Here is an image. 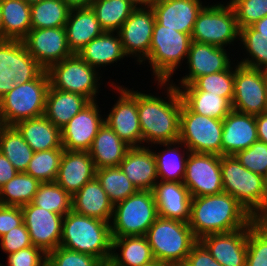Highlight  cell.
Here are the masks:
<instances>
[{
    "label": "cell",
    "instance_id": "1",
    "mask_svg": "<svg viewBox=\"0 0 267 266\" xmlns=\"http://www.w3.org/2000/svg\"><path fill=\"white\" fill-rule=\"evenodd\" d=\"M155 85L158 88L156 91L161 88L163 97L155 91L154 93H143L144 90H137L142 147L179 140L182 108L179 91L170 82H155Z\"/></svg>",
    "mask_w": 267,
    "mask_h": 266
},
{
    "label": "cell",
    "instance_id": "2",
    "mask_svg": "<svg viewBox=\"0 0 267 266\" xmlns=\"http://www.w3.org/2000/svg\"><path fill=\"white\" fill-rule=\"evenodd\" d=\"M254 218L230 194L193 197L189 226L197 240L210 234L227 233L247 227Z\"/></svg>",
    "mask_w": 267,
    "mask_h": 266
},
{
    "label": "cell",
    "instance_id": "3",
    "mask_svg": "<svg viewBox=\"0 0 267 266\" xmlns=\"http://www.w3.org/2000/svg\"><path fill=\"white\" fill-rule=\"evenodd\" d=\"M60 246L92 255L108 265L112 247L110 222L71 210L63 216Z\"/></svg>",
    "mask_w": 267,
    "mask_h": 266
},
{
    "label": "cell",
    "instance_id": "4",
    "mask_svg": "<svg viewBox=\"0 0 267 266\" xmlns=\"http://www.w3.org/2000/svg\"><path fill=\"white\" fill-rule=\"evenodd\" d=\"M223 191L235 198L254 219L267 215L263 176L245 168L234 155L220 156Z\"/></svg>",
    "mask_w": 267,
    "mask_h": 266
},
{
    "label": "cell",
    "instance_id": "5",
    "mask_svg": "<svg viewBox=\"0 0 267 266\" xmlns=\"http://www.w3.org/2000/svg\"><path fill=\"white\" fill-rule=\"evenodd\" d=\"M191 35L178 32L155 21L148 57L140 64H148L155 82H170L182 68L191 44ZM175 73V74H174Z\"/></svg>",
    "mask_w": 267,
    "mask_h": 266
},
{
    "label": "cell",
    "instance_id": "6",
    "mask_svg": "<svg viewBox=\"0 0 267 266\" xmlns=\"http://www.w3.org/2000/svg\"><path fill=\"white\" fill-rule=\"evenodd\" d=\"M155 260L171 266L183 265L198 241L188 222L158 216L146 233Z\"/></svg>",
    "mask_w": 267,
    "mask_h": 266
},
{
    "label": "cell",
    "instance_id": "7",
    "mask_svg": "<svg viewBox=\"0 0 267 266\" xmlns=\"http://www.w3.org/2000/svg\"><path fill=\"white\" fill-rule=\"evenodd\" d=\"M49 86L47 70L29 82L15 85L0 99V125L14 126L21 120L43 116Z\"/></svg>",
    "mask_w": 267,
    "mask_h": 266
},
{
    "label": "cell",
    "instance_id": "8",
    "mask_svg": "<svg viewBox=\"0 0 267 266\" xmlns=\"http://www.w3.org/2000/svg\"><path fill=\"white\" fill-rule=\"evenodd\" d=\"M208 3L198 13L192 30L191 40L217 47L231 48L239 41L236 14L227 2ZM235 43V44H234ZM232 44V45H231Z\"/></svg>",
    "mask_w": 267,
    "mask_h": 266
},
{
    "label": "cell",
    "instance_id": "9",
    "mask_svg": "<svg viewBox=\"0 0 267 266\" xmlns=\"http://www.w3.org/2000/svg\"><path fill=\"white\" fill-rule=\"evenodd\" d=\"M158 217L153 191L138 190L114 205L111 236H145Z\"/></svg>",
    "mask_w": 267,
    "mask_h": 266
},
{
    "label": "cell",
    "instance_id": "10",
    "mask_svg": "<svg viewBox=\"0 0 267 266\" xmlns=\"http://www.w3.org/2000/svg\"><path fill=\"white\" fill-rule=\"evenodd\" d=\"M47 73L52 88L82 94L90 101L98 100V95L101 93L100 85L103 84L102 79L100 80L102 74L78 54L73 53L52 65Z\"/></svg>",
    "mask_w": 267,
    "mask_h": 266
},
{
    "label": "cell",
    "instance_id": "11",
    "mask_svg": "<svg viewBox=\"0 0 267 266\" xmlns=\"http://www.w3.org/2000/svg\"><path fill=\"white\" fill-rule=\"evenodd\" d=\"M222 133L223 120L197 114L182 102L179 141L190 152L222 156Z\"/></svg>",
    "mask_w": 267,
    "mask_h": 266
},
{
    "label": "cell",
    "instance_id": "12",
    "mask_svg": "<svg viewBox=\"0 0 267 266\" xmlns=\"http://www.w3.org/2000/svg\"><path fill=\"white\" fill-rule=\"evenodd\" d=\"M43 70L22 40H0V99L15 85L35 79Z\"/></svg>",
    "mask_w": 267,
    "mask_h": 266
},
{
    "label": "cell",
    "instance_id": "13",
    "mask_svg": "<svg viewBox=\"0 0 267 266\" xmlns=\"http://www.w3.org/2000/svg\"><path fill=\"white\" fill-rule=\"evenodd\" d=\"M108 82L118 98L105 114V123L130 147H142V133L137 108V90ZM119 84V85H118ZM115 87V88H114ZM116 90V91H115Z\"/></svg>",
    "mask_w": 267,
    "mask_h": 266
},
{
    "label": "cell",
    "instance_id": "14",
    "mask_svg": "<svg viewBox=\"0 0 267 266\" xmlns=\"http://www.w3.org/2000/svg\"><path fill=\"white\" fill-rule=\"evenodd\" d=\"M266 74L265 70L234 63V110L254 116L266 112Z\"/></svg>",
    "mask_w": 267,
    "mask_h": 266
},
{
    "label": "cell",
    "instance_id": "15",
    "mask_svg": "<svg viewBox=\"0 0 267 266\" xmlns=\"http://www.w3.org/2000/svg\"><path fill=\"white\" fill-rule=\"evenodd\" d=\"M183 184L192 198L223 193L220 156L190 152Z\"/></svg>",
    "mask_w": 267,
    "mask_h": 266
},
{
    "label": "cell",
    "instance_id": "16",
    "mask_svg": "<svg viewBox=\"0 0 267 266\" xmlns=\"http://www.w3.org/2000/svg\"><path fill=\"white\" fill-rule=\"evenodd\" d=\"M229 50L228 48L191 41L186 63H184V65L187 64V68L185 67L187 73H184L185 75L183 74L177 80L178 85L173 78L170 83L178 89L183 85L192 84L200 76L227 70L236 61V58L232 59L233 53L230 56Z\"/></svg>",
    "mask_w": 267,
    "mask_h": 266
},
{
    "label": "cell",
    "instance_id": "17",
    "mask_svg": "<svg viewBox=\"0 0 267 266\" xmlns=\"http://www.w3.org/2000/svg\"><path fill=\"white\" fill-rule=\"evenodd\" d=\"M155 21L152 8H136L117 31L125 54L137 65L149 55Z\"/></svg>",
    "mask_w": 267,
    "mask_h": 266
},
{
    "label": "cell",
    "instance_id": "18",
    "mask_svg": "<svg viewBox=\"0 0 267 266\" xmlns=\"http://www.w3.org/2000/svg\"><path fill=\"white\" fill-rule=\"evenodd\" d=\"M100 103L91 101L77 113L62 129V148L68 151H89L99 129L105 123Z\"/></svg>",
    "mask_w": 267,
    "mask_h": 266
},
{
    "label": "cell",
    "instance_id": "19",
    "mask_svg": "<svg viewBox=\"0 0 267 266\" xmlns=\"http://www.w3.org/2000/svg\"><path fill=\"white\" fill-rule=\"evenodd\" d=\"M22 42L44 70L73 54L67 44L65 27L31 29Z\"/></svg>",
    "mask_w": 267,
    "mask_h": 266
},
{
    "label": "cell",
    "instance_id": "20",
    "mask_svg": "<svg viewBox=\"0 0 267 266\" xmlns=\"http://www.w3.org/2000/svg\"><path fill=\"white\" fill-rule=\"evenodd\" d=\"M21 210L33 246L46 254L60 246L63 215L37 207L32 202L22 206Z\"/></svg>",
    "mask_w": 267,
    "mask_h": 266
},
{
    "label": "cell",
    "instance_id": "21",
    "mask_svg": "<svg viewBox=\"0 0 267 266\" xmlns=\"http://www.w3.org/2000/svg\"><path fill=\"white\" fill-rule=\"evenodd\" d=\"M249 225L245 228L210 234L199 241L212 257L223 266H246Z\"/></svg>",
    "mask_w": 267,
    "mask_h": 266
},
{
    "label": "cell",
    "instance_id": "22",
    "mask_svg": "<svg viewBox=\"0 0 267 266\" xmlns=\"http://www.w3.org/2000/svg\"><path fill=\"white\" fill-rule=\"evenodd\" d=\"M95 176L96 168L88 151H63L55 182L71 196Z\"/></svg>",
    "mask_w": 267,
    "mask_h": 266
},
{
    "label": "cell",
    "instance_id": "23",
    "mask_svg": "<svg viewBox=\"0 0 267 266\" xmlns=\"http://www.w3.org/2000/svg\"><path fill=\"white\" fill-rule=\"evenodd\" d=\"M205 5L201 0H158L151 8L160 25L192 35L197 15Z\"/></svg>",
    "mask_w": 267,
    "mask_h": 266
},
{
    "label": "cell",
    "instance_id": "24",
    "mask_svg": "<svg viewBox=\"0 0 267 266\" xmlns=\"http://www.w3.org/2000/svg\"><path fill=\"white\" fill-rule=\"evenodd\" d=\"M256 141V116L232 109L223 119L222 155H235Z\"/></svg>",
    "mask_w": 267,
    "mask_h": 266
},
{
    "label": "cell",
    "instance_id": "25",
    "mask_svg": "<svg viewBox=\"0 0 267 266\" xmlns=\"http://www.w3.org/2000/svg\"><path fill=\"white\" fill-rule=\"evenodd\" d=\"M119 168L137 190L152 191L158 182L156 159L152 147H131L120 162Z\"/></svg>",
    "mask_w": 267,
    "mask_h": 266
},
{
    "label": "cell",
    "instance_id": "26",
    "mask_svg": "<svg viewBox=\"0 0 267 266\" xmlns=\"http://www.w3.org/2000/svg\"><path fill=\"white\" fill-rule=\"evenodd\" d=\"M152 191L158 216L189 222L192 197L183 183L158 181Z\"/></svg>",
    "mask_w": 267,
    "mask_h": 266
},
{
    "label": "cell",
    "instance_id": "27",
    "mask_svg": "<svg viewBox=\"0 0 267 266\" xmlns=\"http://www.w3.org/2000/svg\"><path fill=\"white\" fill-rule=\"evenodd\" d=\"M77 54L102 75L101 67L104 69L108 65L111 66L123 59L126 61L128 58L118 32L110 31H104L100 36L91 40Z\"/></svg>",
    "mask_w": 267,
    "mask_h": 266
},
{
    "label": "cell",
    "instance_id": "28",
    "mask_svg": "<svg viewBox=\"0 0 267 266\" xmlns=\"http://www.w3.org/2000/svg\"><path fill=\"white\" fill-rule=\"evenodd\" d=\"M113 208L96 176L72 196V210L81 215L111 222Z\"/></svg>",
    "mask_w": 267,
    "mask_h": 266
},
{
    "label": "cell",
    "instance_id": "29",
    "mask_svg": "<svg viewBox=\"0 0 267 266\" xmlns=\"http://www.w3.org/2000/svg\"><path fill=\"white\" fill-rule=\"evenodd\" d=\"M158 145L163 149L157 150ZM149 147H153L152 151L156 159L158 181L183 183L190 150L179 140L157 143ZM154 148H156V151Z\"/></svg>",
    "mask_w": 267,
    "mask_h": 266
},
{
    "label": "cell",
    "instance_id": "30",
    "mask_svg": "<svg viewBox=\"0 0 267 266\" xmlns=\"http://www.w3.org/2000/svg\"><path fill=\"white\" fill-rule=\"evenodd\" d=\"M65 30L68 47L76 54L104 32L91 7L71 9Z\"/></svg>",
    "mask_w": 267,
    "mask_h": 266
},
{
    "label": "cell",
    "instance_id": "31",
    "mask_svg": "<svg viewBox=\"0 0 267 266\" xmlns=\"http://www.w3.org/2000/svg\"><path fill=\"white\" fill-rule=\"evenodd\" d=\"M91 101L82 94L49 86L44 116L60 130Z\"/></svg>",
    "mask_w": 267,
    "mask_h": 266
},
{
    "label": "cell",
    "instance_id": "32",
    "mask_svg": "<svg viewBox=\"0 0 267 266\" xmlns=\"http://www.w3.org/2000/svg\"><path fill=\"white\" fill-rule=\"evenodd\" d=\"M14 127L19 131L25 142L34 152L63 149L61 130L44 115L21 120L17 122Z\"/></svg>",
    "mask_w": 267,
    "mask_h": 266
},
{
    "label": "cell",
    "instance_id": "33",
    "mask_svg": "<svg viewBox=\"0 0 267 266\" xmlns=\"http://www.w3.org/2000/svg\"><path fill=\"white\" fill-rule=\"evenodd\" d=\"M154 260L146 236L112 237L108 266H143Z\"/></svg>",
    "mask_w": 267,
    "mask_h": 266
},
{
    "label": "cell",
    "instance_id": "34",
    "mask_svg": "<svg viewBox=\"0 0 267 266\" xmlns=\"http://www.w3.org/2000/svg\"><path fill=\"white\" fill-rule=\"evenodd\" d=\"M130 148L104 123L95 136L88 152L97 170L103 167H118Z\"/></svg>",
    "mask_w": 267,
    "mask_h": 266
},
{
    "label": "cell",
    "instance_id": "35",
    "mask_svg": "<svg viewBox=\"0 0 267 266\" xmlns=\"http://www.w3.org/2000/svg\"><path fill=\"white\" fill-rule=\"evenodd\" d=\"M2 40H22L31 28V5L24 0H0Z\"/></svg>",
    "mask_w": 267,
    "mask_h": 266
},
{
    "label": "cell",
    "instance_id": "36",
    "mask_svg": "<svg viewBox=\"0 0 267 266\" xmlns=\"http://www.w3.org/2000/svg\"><path fill=\"white\" fill-rule=\"evenodd\" d=\"M182 102L193 112L223 120L233 109L228 98L206 91H179Z\"/></svg>",
    "mask_w": 267,
    "mask_h": 266
},
{
    "label": "cell",
    "instance_id": "37",
    "mask_svg": "<svg viewBox=\"0 0 267 266\" xmlns=\"http://www.w3.org/2000/svg\"><path fill=\"white\" fill-rule=\"evenodd\" d=\"M0 151L18 172H26L34 151L14 126L0 125Z\"/></svg>",
    "mask_w": 267,
    "mask_h": 266
},
{
    "label": "cell",
    "instance_id": "38",
    "mask_svg": "<svg viewBox=\"0 0 267 266\" xmlns=\"http://www.w3.org/2000/svg\"><path fill=\"white\" fill-rule=\"evenodd\" d=\"M239 42L237 44L244 49L242 52H245V57H238L237 63L267 71V37L248 26L240 29Z\"/></svg>",
    "mask_w": 267,
    "mask_h": 266
},
{
    "label": "cell",
    "instance_id": "39",
    "mask_svg": "<svg viewBox=\"0 0 267 266\" xmlns=\"http://www.w3.org/2000/svg\"><path fill=\"white\" fill-rule=\"evenodd\" d=\"M41 182L25 172L0 187V205L22 207L31 203Z\"/></svg>",
    "mask_w": 267,
    "mask_h": 266
},
{
    "label": "cell",
    "instance_id": "40",
    "mask_svg": "<svg viewBox=\"0 0 267 266\" xmlns=\"http://www.w3.org/2000/svg\"><path fill=\"white\" fill-rule=\"evenodd\" d=\"M104 31L117 32L136 7L128 0H94L90 6Z\"/></svg>",
    "mask_w": 267,
    "mask_h": 266
},
{
    "label": "cell",
    "instance_id": "41",
    "mask_svg": "<svg viewBox=\"0 0 267 266\" xmlns=\"http://www.w3.org/2000/svg\"><path fill=\"white\" fill-rule=\"evenodd\" d=\"M71 9L63 0H43L31 5V28L65 27Z\"/></svg>",
    "mask_w": 267,
    "mask_h": 266
},
{
    "label": "cell",
    "instance_id": "42",
    "mask_svg": "<svg viewBox=\"0 0 267 266\" xmlns=\"http://www.w3.org/2000/svg\"><path fill=\"white\" fill-rule=\"evenodd\" d=\"M96 178L113 205L125 200L138 191L119 166L97 169Z\"/></svg>",
    "mask_w": 267,
    "mask_h": 266
},
{
    "label": "cell",
    "instance_id": "43",
    "mask_svg": "<svg viewBox=\"0 0 267 266\" xmlns=\"http://www.w3.org/2000/svg\"><path fill=\"white\" fill-rule=\"evenodd\" d=\"M178 91H206L233 101L234 63L225 71L198 77L192 84L183 85Z\"/></svg>",
    "mask_w": 267,
    "mask_h": 266
},
{
    "label": "cell",
    "instance_id": "44",
    "mask_svg": "<svg viewBox=\"0 0 267 266\" xmlns=\"http://www.w3.org/2000/svg\"><path fill=\"white\" fill-rule=\"evenodd\" d=\"M32 203L63 216L72 210V196L56 182L41 183Z\"/></svg>",
    "mask_w": 267,
    "mask_h": 266
},
{
    "label": "cell",
    "instance_id": "45",
    "mask_svg": "<svg viewBox=\"0 0 267 266\" xmlns=\"http://www.w3.org/2000/svg\"><path fill=\"white\" fill-rule=\"evenodd\" d=\"M63 151L64 149H51L34 152L25 173L41 183L55 182Z\"/></svg>",
    "mask_w": 267,
    "mask_h": 266
},
{
    "label": "cell",
    "instance_id": "46",
    "mask_svg": "<svg viewBox=\"0 0 267 266\" xmlns=\"http://www.w3.org/2000/svg\"><path fill=\"white\" fill-rule=\"evenodd\" d=\"M246 266H267V223L262 219L249 224Z\"/></svg>",
    "mask_w": 267,
    "mask_h": 266
},
{
    "label": "cell",
    "instance_id": "47",
    "mask_svg": "<svg viewBox=\"0 0 267 266\" xmlns=\"http://www.w3.org/2000/svg\"><path fill=\"white\" fill-rule=\"evenodd\" d=\"M234 8L239 30L252 26L267 15V0H229Z\"/></svg>",
    "mask_w": 267,
    "mask_h": 266
},
{
    "label": "cell",
    "instance_id": "48",
    "mask_svg": "<svg viewBox=\"0 0 267 266\" xmlns=\"http://www.w3.org/2000/svg\"><path fill=\"white\" fill-rule=\"evenodd\" d=\"M46 266H106L100 259L62 246L47 253Z\"/></svg>",
    "mask_w": 267,
    "mask_h": 266
},
{
    "label": "cell",
    "instance_id": "49",
    "mask_svg": "<svg viewBox=\"0 0 267 266\" xmlns=\"http://www.w3.org/2000/svg\"><path fill=\"white\" fill-rule=\"evenodd\" d=\"M248 170L264 176L267 172V144L254 142L249 148L238 151L234 155Z\"/></svg>",
    "mask_w": 267,
    "mask_h": 266
},
{
    "label": "cell",
    "instance_id": "50",
    "mask_svg": "<svg viewBox=\"0 0 267 266\" xmlns=\"http://www.w3.org/2000/svg\"><path fill=\"white\" fill-rule=\"evenodd\" d=\"M7 263L2 266H46L47 254L39 247L29 246L7 255Z\"/></svg>",
    "mask_w": 267,
    "mask_h": 266
},
{
    "label": "cell",
    "instance_id": "51",
    "mask_svg": "<svg viewBox=\"0 0 267 266\" xmlns=\"http://www.w3.org/2000/svg\"><path fill=\"white\" fill-rule=\"evenodd\" d=\"M29 246H33V244L24 223L8 231V233L0 238V249L6 255Z\"/></svg>",
    "mask_w": 267,
    "mask_h": 266
},
{
    "label": "cell",
    "instance_id": "52",
    "mask_svg": "<svg viewBox=\"0 0 267 266\" xmlns=\"http://www.w3.org/2000/svg\"><path fill=\"white\" fill-rule=\"evenodd\" d=\"M23 223L21 207L0 205V238Z\"/></svg>",
    "mask_w": 267,
    "mask_h": 266
},
{
    "label": "cell",
    "instance_id": "53",
    "mask_svg": "<svg viewBox=\"0 0 267 266\" xmlns=\"http://www.w3.org/2000/svg\"><path fill=\"white\" fill-rule=\"evenodd\" d=\"M184 266H223L216 261L206 247L198 240L190 250Z\"/></svg>",
    "mask_w": 267,
    "mask_h": 266
},
{
    "label": "cell",
    "instance_id": "54",
    "mask_svg": "<svg viewBox=\"0 0 267 266\" xmlns=\"http://www.w3.org/2000/svg\"><path fill=\"white\" fill-rule=\"evenodd\" d=\"M18 171L0 151V187L9 182Z\"/></svg>",
    "mask_w": 267,
    "mask_h": 266
},
{
    "label": "cell",
    "instance_id": "55",
    "mask_svg": "<svg viewBox=\"0 0 267 266\" xmlns=\"http://www.w3.org/2000/svg\"><path fill=\"white\" fill-rule=\"evenodd\" d=\"M258 140L267 144V112L256 116Z\"/></svg>",
    "mask_w": 267,
    "mask_h": 266
},
{
    "label": "cell",
    "instance_id": "56",
    "mask_svg": "<svg viewBox=\"0 0 267 266\" xmlns=\"http://www.w3.org/2000/svg\"><path fill=\"white\" fill-rule=\"evenodd\" d=\"M70 9L90 7L94 0H63Z\"/></svg>",
    "mask_w": 267,
    "mask_h": 266
},
{
    "label": "cell",
    "instance_id": "57",
    "mask_svg": "<svg viewBox=\"0 0 267 266\" xmlns=\"http://www.w3.org/2000/svg\"><path fill=\"white\" fill-rule=\"evenodd\" d=\"M254 30L267 37V15L251 26Z\"/></svg>",
    "mask_w": 267,
    "mask_h": 266
},
{
    "label": "cell",
    "instance_id": "58",
    "mask_svg": "<svg viewBox=\"0 0 267 266\" xmlns=\"http://www.w3.org/2000/svg\"><path fill=\"white\" fill-rule=\"evenodd\" d=\"M136 8H151L158 0H128Z\"/></svg>",
    "mask_w": 267,
    "mask_h": 266
},
{
    "label": "cell",
    "instance_id": "59",
    "mask_svg": "<svg viewBox=\"0 0 267 266\" xmlns=\"http://www.w3.org/2000/svg\"><path fill=\"white\" fill-rule=\"evenodd\" d=\"M143 266H171V265L164 263V262H161V261H158V260H154L153 262H151L147 265H143Z\"/></svg>",
    "mask_w": 267,
    "mask_h": 266
},
{
    "label": "cell",
    "instance_id": "60",
    "mask_svg": "<svg viewBox=\"0 0 267 266\" xmlns=\"http://www.w3.org/2000/svg\"><path fill=\"white\" fill-rule=\"evenodd\" d=\"M24 1L29 5H33V4L38 3L40 1H43V0H24Z\"/></svg>",
    "mask_w": 267,
    "mask_h": 266
},
{
    "label": "cell",
    "instance_id": "61",
    "mask_svg": "<svg viewBox=\"0 0 267 266\" xmlns=\"http://www.w3.org/2000/svg\"><path fill=\"white\" fill-rule=\"evenodd\" d=\"M0 40H2V16H1V6H0Z\"/></svg>",
    "mask_w": 267,
    "mask_h": 266
},
{
    "label": "cell",
    "instance_id": "62",
    "mask_svg": "<svg viewBox=\"0 0 267 266\" xmlns=\"http://www.w3.org/2000/svg\"><path fill=\"white\" fill-rule=\"evenodd\" d=\"M263 180H264V188H265V192L267 194V172L266 174L263 176Z\"/></svg>",
    "mask_w": 267,
    "mask_h": 266
},
{
    "label": "cell",
    "instance_id": "63",
    "mask_svg": "<svg viewBox=\"0 0 267 266\" xmlns=\"http://www.w3.org/2000/svg\"><path fill=\"white\" fill-rule=\"evenodd\" d=\"M266 112H267V74H266Z\"/></svg>",
    "mask_w": 267,
    "mask_h": 266
},
{
    "label": "cell",
    "instance_id": "64",
    "mask_svg": "<svg viewBox=\"0 0 267 266\" xmlns=\"http://www.w3.org/2000/svg\"><path fill=\"white\" fill-rule=\"evenodd\" d=\"M262 220L267 223V215Z\"/></svg>",
    "mask_w": 267,
    "mask_h": 266
}]
</instances>
